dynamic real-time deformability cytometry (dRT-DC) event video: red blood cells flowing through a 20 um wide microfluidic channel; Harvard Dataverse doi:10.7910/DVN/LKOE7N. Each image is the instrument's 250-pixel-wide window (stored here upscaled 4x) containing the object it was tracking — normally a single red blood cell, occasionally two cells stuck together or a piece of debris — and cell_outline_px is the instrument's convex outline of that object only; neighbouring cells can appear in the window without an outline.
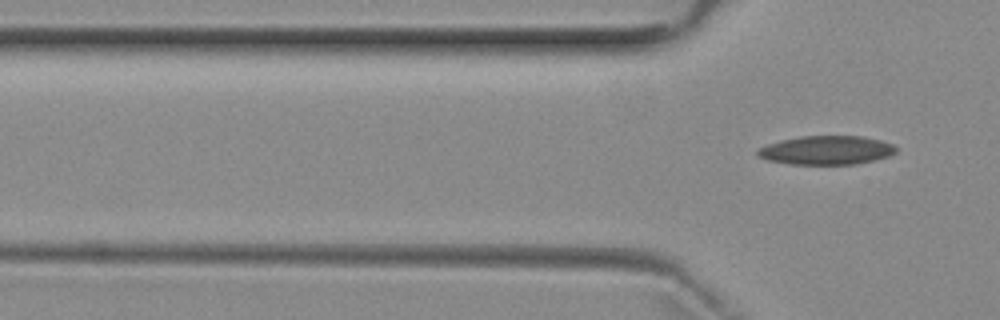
{"species": "common noctule bat (a hibernating species)", "species_latin": "Nyctalus noctula", "temperature_condition": "room temperature", "stored_images_in_passage": 6, "camera_frame_rate_fps": 3000, "um_per_image_px": 0.085, "animal": {"sex": "female", "body_mass_g": 29.2, "forearm_length_mm": 56.3}, "frame": {"image": 1, "passage_image": 6, "time_ms": 7.333, "image_size_px": [1000, 320], "cell_outline_px": [[896, 152], [888, 156], [872, 160], [852, 164], [788, 164], [768, 160], [756, 156], [756, 152], [760, 148], [768, 144], [780, 140], [800, 136], [860, 136], [880, 140], [892, 144], [896, 148]], "centroid_in_image_um": [70.2, 12.76], "position_along_channel_um": 55.6, "area_um2": 23.06}}